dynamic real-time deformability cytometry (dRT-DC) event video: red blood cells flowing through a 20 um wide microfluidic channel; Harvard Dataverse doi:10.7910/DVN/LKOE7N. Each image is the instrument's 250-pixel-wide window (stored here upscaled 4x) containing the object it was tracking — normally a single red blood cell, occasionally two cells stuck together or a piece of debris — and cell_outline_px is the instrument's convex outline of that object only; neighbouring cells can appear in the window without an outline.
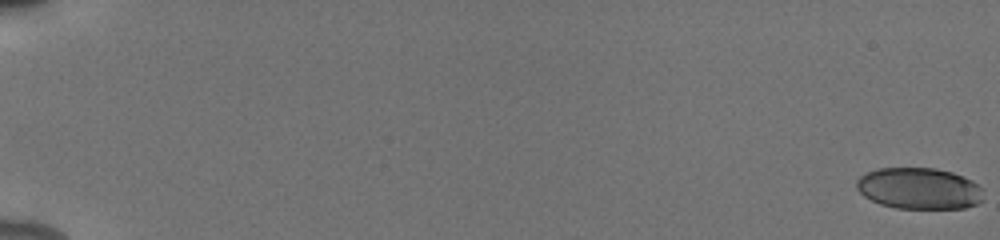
{"species": "human", "species_latin": "Homo sapiens", "temperature_condition": "cold", "stored_images_in_passage": 56, "camera_frame_rate_fps": 3000, "um_per_image_px": 0.085, "donor": {"sex": "male"}, "frame": {"image": 1, "passage_image": 1, "time_ms": 0.0, "image_size_px": [1000, 240], "cell_outline_px": [[984, 200], [976, 204], [964, 208], [896, 208], [880, 204], [864, 196], [856, 188], [856, 180], [860, 176], [876, 168], [936, 168], [952, 172], [964, 176], [972, 180], [980, 188]], "centroid_in_image_um": [78.12, 16.01], "position_along_channel_um": 6.9, "area_um2": 30.63}}
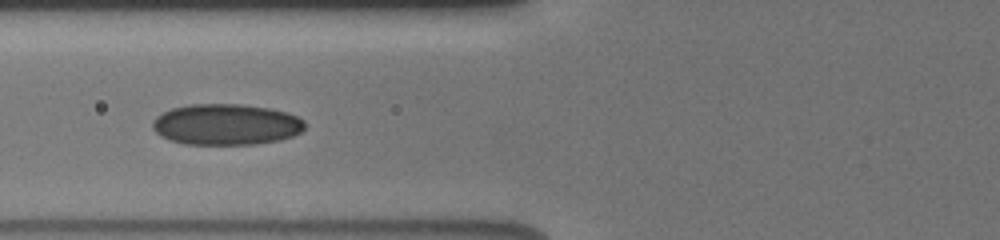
{"frame": {"image": 2, "passage_image": 25, "time_ms": 8.0, "image_size_px": [1000, 240], "cell_outline_px": [[304, 128], [300, 132], [292, 136], [280, 140], [256, 144], [184, 144], [160, 136], [152, 128], [152, 124], [156, 116], [172, 108], [188, 104], [240, 104], [272, 108], [288, 112], [304, 120]], "centroid_in_image_um": [19.23, 10.57], "position_along_channel_um": 106.6, "area_um2": 36.53}}
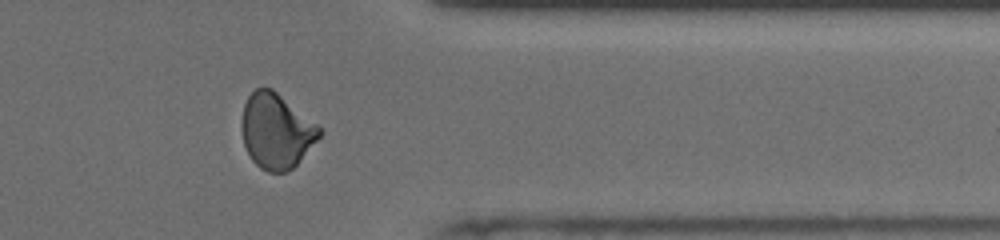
{"frame": {"image": 3, "passage_image": 47, "time_ms": 15.333, "image_size_px": [1000, 240], "cell_outline_px": [[324, 132], [296, 164], [292, 168], [284, 172], [268, 172], [260, 168], [252, 160], [244, 144], [240, 124], [244, 104], [248, 96], [256, 88], [272, 88], [316, 124]], "centroid_in_image_um": [23.45, 11.13], "position_along_channel_um": 387.9, "area_um2": 33.64}, "authors_computed_cell_mechanics": {"area_um2": 33.5818, "velocity_mm_per_s": 3.9166, "shape_relaxation_time_tau1_ms": 9.6648, "shape_relaxation_time_tau2_ms": 1.6949, "deformation_change_tau1": 0.1843, "deformation_change_tau2": 0.0602}}